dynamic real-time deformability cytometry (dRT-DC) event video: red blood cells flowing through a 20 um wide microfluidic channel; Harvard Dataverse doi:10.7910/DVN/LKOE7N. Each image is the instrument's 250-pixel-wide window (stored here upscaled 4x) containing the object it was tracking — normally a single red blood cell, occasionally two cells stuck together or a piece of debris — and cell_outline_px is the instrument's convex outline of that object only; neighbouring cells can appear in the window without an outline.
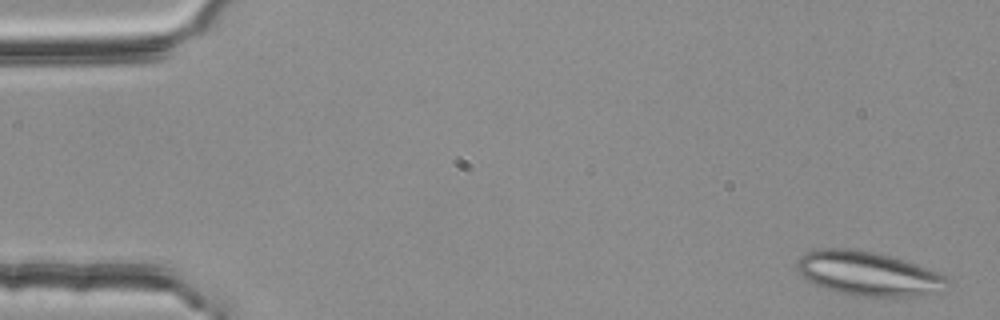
{"species": "common noctule bat (a hibernating species)", "species_latin": "Nyctalus noctula", "temperature_condition": "room temperature", "stored_images_in_passage": 10, "camera_frame_rate_fps": 3000, "um_per_image_px": 0.085, "animal": {"sex": "female", "body_mass_g": 25.1}, "frame": {"image": 1, "passage_image": 2, "time_ms": 0.333, "image_size_px": [1000, 320], "cell_outline_px": [[948, 280], [928, 292], [912, 296], [868, 296], [840, 292], [824, 288], [804, 280], [796, 268], [796, 260], [800, 256], [808, 252], [820, 248], [852, 248], [876, 252], [916, 264], [936, 272], [944, 276]], "centroid_in_image_um": [73.61, 23.21], "position_along_channel_um": 11.4, "area_um2": 37.63}}